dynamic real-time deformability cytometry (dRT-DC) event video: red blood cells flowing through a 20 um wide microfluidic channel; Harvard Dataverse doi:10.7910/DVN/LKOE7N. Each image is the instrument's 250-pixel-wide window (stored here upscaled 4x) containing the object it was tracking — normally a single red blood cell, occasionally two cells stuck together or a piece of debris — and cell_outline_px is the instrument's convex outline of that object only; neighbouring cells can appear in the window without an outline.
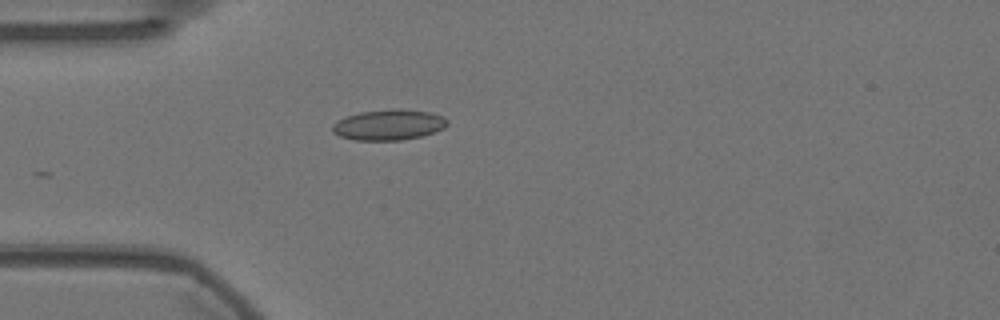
{"species": "Egyptian fruit bat (a non-hibernating species)", "species_latin": "Rousettus aegyptiacus", "temperature_condition": "warm", "stored_images_in_passage": 9, "camera_frame_rate_fps": 3000, "um_per_image_px": 0.085, "animal": {"sex": "female"}, "frame": {"image": 1, "passage_image": 1, "time_ms": 0.0, "image_size_px": [1000, 320], "cell_outline_px": [[448, 124], [444, 128], [436, 132], [420, 136], [400, 140], [356, 140], [340, 136], [332, 132], [332, 124], [348, 116], [360, 112], [392, 108], [400, 108], [428, 112], [444, 116], [448, 120]], "centroid_in_image_um": [33.08, 10.6], "position_along_channel_um": 51.9, "area_um2": 20.52}}
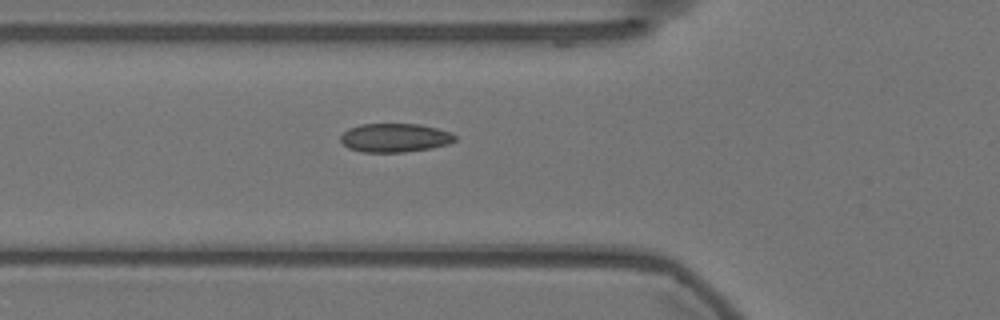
{"frame": {"image": 2, "passage_image": 5, "time_ms": 1.333, "image_size_px": [1000, 320], "cell_outline_px": [[456, 140], [448, 144], [432, 148], [404, 152], [364, 152], [348, 148], [340, 140], [340, 136], [348, 128], [360, 124], [420, 124], [452, 132], [456, 136]], "centroid_in_image_um": [33.57, 11.71], "position_along_channel_um": 92.2, "area_um2": 19.25}}
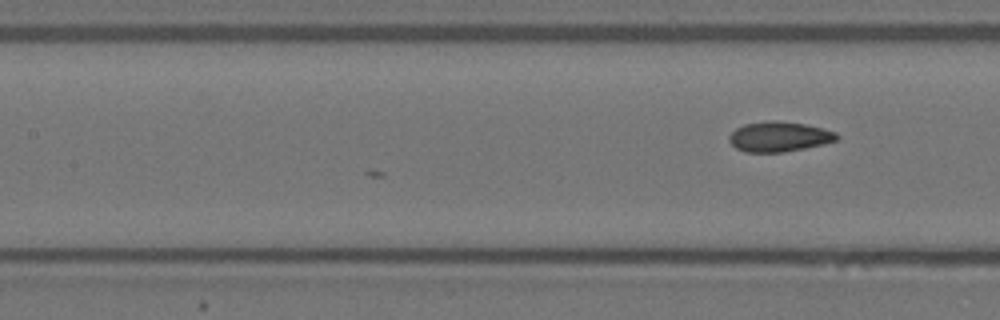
{"frame": {"image": 3, "passage_image": 9, "time_ms": 2.667, "image_size_px": [1000, 320], "cell_outline_px": [[840, 136], [836, 140], [824, 144], [784, 152], [744, 152], [736, 148], [728, 140], [728, 136], [736, 128], [744, 124], [776, 120], [804, 124], [824, 128], [836, 132]], "centroid_in_image_um": [66.23, 11.62], "position_along_channel_um": 141.2, "area_um2": 18.84}}